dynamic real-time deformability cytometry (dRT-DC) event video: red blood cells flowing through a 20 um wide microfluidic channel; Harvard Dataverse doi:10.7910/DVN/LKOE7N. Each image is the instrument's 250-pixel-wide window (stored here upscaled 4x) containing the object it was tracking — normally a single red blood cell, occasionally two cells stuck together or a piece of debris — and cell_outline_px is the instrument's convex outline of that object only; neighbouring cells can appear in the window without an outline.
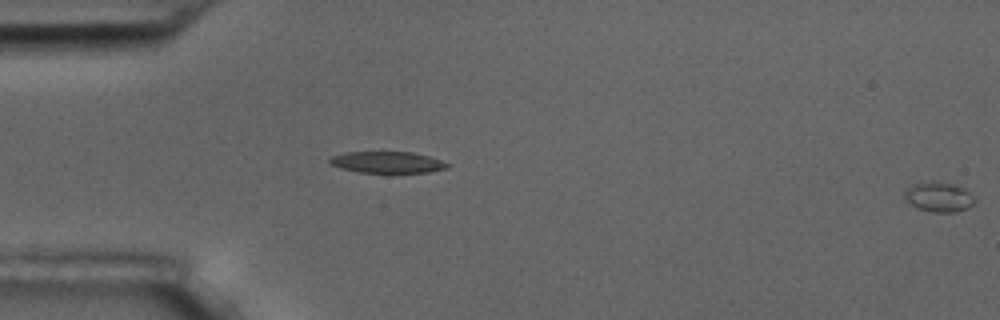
{"species": "common noctule bat (a hibernating species)", "species_latin": "Nyctalus noctula", "temperature_condition": "room temperature", "stored_images_in_passage": 6, "segment_of_instrument_passage": [2, 2], "camera_frame_rate_fps": 3000, "um_per_image_px": 0.085, "animal": {"sex": "male", "body_mass_g": 17.5, "forearm_length_mm": 52.3}, "frame": {"image": 1, "passage_image": 6, "time_ms": 1.667, "image_size_px": [1000, 320], "cell_outline_px": [[976, 200], [968, 208], [956, 212], [932, 212], [916, 208], [904, 196], [904, 188], [912, 184], [932, 180], [964, 188]], "centroid_in_image_um": [79.76, 16.74], "position_along_channel_um": 5.2, "area_um2": 12.14}}